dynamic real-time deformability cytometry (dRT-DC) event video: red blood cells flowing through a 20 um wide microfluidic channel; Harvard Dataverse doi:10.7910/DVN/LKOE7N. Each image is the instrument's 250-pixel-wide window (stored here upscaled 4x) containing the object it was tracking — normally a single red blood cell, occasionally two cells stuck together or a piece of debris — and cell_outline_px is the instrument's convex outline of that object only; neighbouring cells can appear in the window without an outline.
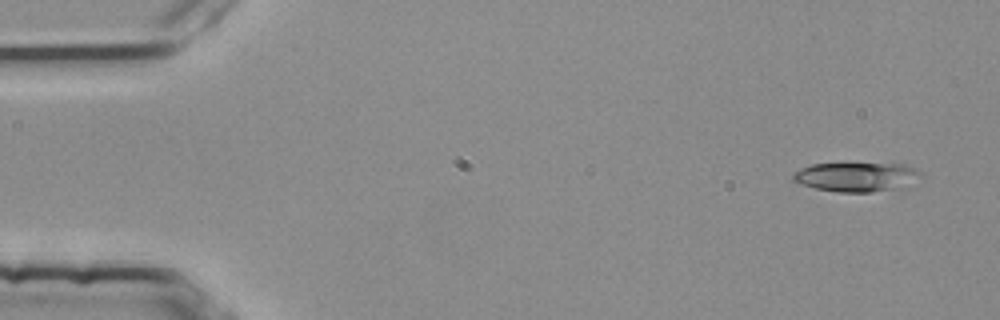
{"species": "common noctule bat (a hibernating species)", "species_latin": "Nyctalus noctula", "temperature_condition": "room temperature", "stored_images_in_passage": 4, "camera_frame_rate_fps": 3000, "um_per_image_px": 0.085, "animal": {"sex": "female", "body_mass_g": 25.1}, "frame": {"image": 1, "passage_image": 1, "time_ms": 0.0, "image_size_px": [1000, 320], "cell_outline_px": [[924, 176], [904, 188], [872, 192], [836, 192], [816, 188], [792, 180], [792, 172], [800, 168], [812, 164], [844, 160], [848, 160], [904, 164], [920, 172]], "centroid_in_image_um": [72.81, 14.97], "position_along_channel_um": 12.2, "area_um2": 23.24}}